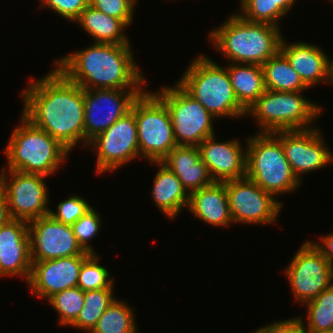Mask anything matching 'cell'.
I'll return each mask as SVG.
<instances>
[{"mask_svg":"<svg viewBox=\"0 0 333 333\" xmlns=\"http://www.w3.org/2000/svg\"><path fill=\"white\" fill-rule=\"evenodd\" d=\"M25 90L22 115L33 125L46 131L69 152L78 141H85L83 88L55 67Z\"/></svg>","mask_w":333,"mask_h":333,"instance_id":"obj_1","label":"cell"},{"mask_svg":"<svg viewBox=\"0 0 333 333\" xmlns=\"http://www.w3.org/2000/svg\"><path fill=\"white\" fill-rule=\"evenodd\" d=\"M130 46L94 43L62 56L55 65L69 81L83 89H142L146 81L134 62Z\"/></svg>","mask_w":333,"mask_h":333,"instance_id":"obj_2","label":"cell"},{"mask_svg":"<svg viewBox=\"0 0 333 333\" xmlns=\"http://www.w3.org/2000/svg\"><path fill=\"white\" fill-rule=\"evenodd\" d=\"M278 28L268 23L249 22L233 14L209 38L232 63L262 66L280 50L282 35Z\"/></svg>","mask_w":333,"mask_h":333,"instance_id":"obj_3","label":"cell"},{"mask_svg":"<svg viewBox=\"0 0 333 333\" xmlns=\"http://www.w3.org/2000/svg\"><path fill=\"white\" fill-rule=\"evenodd\" d=\"M21 123L12 131L5 150L8 165L3 169L52 175L70 152L23 115Z\"/></svg>","mask_w":333,"mask_h":333,"instance_id":"obj_4","label":"cell"},{"mask_svg":"<svg viewBox=\"0 0 333 333\" xmlns=\"http://www.w3.org/2000/svg\"><path fill=\"white\" fill-rule=\"evenodd\" d=\"M178 83L215 118L247 116L235 97L227 68L208 56L193 60Z\"/></svg>","mask_w":333,"mask_h":333,"instance_id":"obj_5","label":"cell"},{"mask_svg":"<svg viewBox=\"0 0 333 333\" xmlns=\"http://www.w3.org/2000/svg\"><path fill=\"white\" fill-rule=\"evenodd\" d=\"M246 177L275 195L295 191L301 181L291 170L282 143L274 133L247 138Z\"/></svg>","mask_w":333,"mask_h":333,"instance_id":"obj_6","label":"cell"},{"mask_svg":"<svg viewBox=\"0 0 333 333\" xmlns=\"http://www.w3.org/2000/svg\"><path fill=\"white\" fill-rule=\"evenodd\" d=\"M301 92L266 89L246 114L256 118L261 133L309 129L321 107L305 99Z\"/></svg>","mask_w":333,"mask_h":333,"instance_id":"obj_7","label":"cell"},{"mask_svg":"<svg viewBox=\"0 0 333 333\" xmlns=\"http://www.w3.org/2000/svg\"><path fill=\"white\" fill-rule=\"evenodd\" d=\"M135 119L140 155L161 162L177 146L166 104L155 93L143 92L135 100Z\"/></svg>","mask_w":333,"mask_h":333,"instance_id":"obj_8","label":"cell"},{"mask_svg":"<svg viewBox=\"0 0 333 333\" xmlns=\"http://www.w3.org/2000/svg\"><path fill=\"white\" fill-rule=\"evenodd\" d=\"M155 94L169 109L177 145L199 146L207 137L215 135L212 124L215 117L179 83L174 88L163 87Z\"/></svg>","mask_w":333,"mask_h":333,"instance_id":"obj_9","label":"cell"},{"mask_svg":"<svg viewBox=\"0 0 333 333\" xmlns=\"http://www.w3.org/2000/svg\"><path fill=\"white\" fill-rule=\"evenodd\" d=\"M7 174V175H6ZM10 175V176H9ZM8 177L10 181L8 180ZM45 175L23 173L3 169L0 175V190L6 196L12 219L30 222L49 215V195Z\"/></svg>","mask_w":333,"mask_h":333,"instance_id":"obj_10","label":"cell"},{"mask_svg":"<svg viewBox=\"0 0 333 333\" xmlns=\"http://www.w3.org/2000/svg\"><path fill=\"white\" fill-rule=\"evenodd\" d=\"M88 145H93L97 152V174L114 171L120 165L139 157L135 101L130 112L96 135Z\"/></svg>","mask_w":333,"mask_h":333,"instance_id":"obj_11","label":"cell"},{"mask_svg":"<svg viewBox=\"0 0 333 333\" xmlns=\"http://www.w3.org/2000/svg\"><path fill=\"white\" fill-rule=\"evenodd\" d=\"M128 90L84 89L85 142L82 144L88 145L96 135L130 112L134 101L145 91Z\"/></svg>","mask_w":333,"mask_h":333,"instance_id":"obj_12","label":"cell"},{"mask_svg":"<svg viewBox=\"0 0 333 333\" xmlns=\"http://www.w3.org/2000/svg\"><path fill=\"white\" fill-rule=\"evenodd\" d=\"M294 298L302 304L314 300L333 284V269L310 241L295 253L286 269Z\"/></svg>","mask_w":333,"mask_h":333,"instance_id":"obj_13","label":"cell"},{"mask_svg":"<svg viewBox=\"0 0 333 333\" xmlns=\"http://www.w3.org/2000/svg\"><path fill=\"white\" fill-rule=\"evenodd\" d=\"M230 213L234 223L276 222L282 203L247 177L226 181Z\"/></svg>","mask_w":333,"mask_h":333,"instance_id":"obj_14","label":"cell"},{"mask_svg":"<svg viewBox=\"0 0 333 333\" xmlns=\"http://www.w3.org/2000/svg\"><path fill=\"white\" fill-rule=\"evenodd\" d=\"M32 261H45L82 255L72 227L54 220L50 215L28 222Z\"/></svg>","mask_w":333,"mask_h":333,"instance_id":"obj_15","label":"cell"},{"mask_svg":"<svg viewBox=\"0 0 333 333\" xmlns=\"http://www.w3.org/2000/svg\"><path fill=\"white\" fill-rule=\"evenodd\" d=\"M319 131V128H309L274 132L280 139L285 157L299 181L301 174L317 171L333 161V153L327 149Z\"/></svg>","mask_w":333,"mask_h":333,"instance_id":"obj_16","label":"cell"},{"mask_svg":"<svg viewBox=\"0 0 333 333\" xmlns=\"http://www.w3.org/2000/svg\"><path fill=\"white\" fill-rule=\"evenodd\" d=\"M89 252L65 258L32 261L28 285L34 295L48 300L55 293L77 287L82 263Z\"/></svg>","mask_w":333,"mask_h":333,"instance_id":"obj_17","label":"cell"},{"mask_svg":"<svg viewBox=\"0 0 333 333\" xmlns=\"http://www.w3.org/2000/svg\"><path fill=\"white\" fill-rule=\"evenodd\" d=\"M31 268L28 222L12 219L0 228V276H22L28 282Z\"/></svg>","mask_w":333,"mask_h":333,"instance_id":"obj_18","label":"cell"},{"mask_svg":"<svg viewBox=\"0 0 333 333\" xmlns=\"http://www.w3.org/2000/svg\"><path fill=\"white\" fill-rule=\"evenodd\" d=\"M215 135L207 137L198 146L201 160L206 164L214 182L246 177L247 152L238 140L215 141Z\"/></svg>","mask_w":333,"mask_h":333,"instance_id":"obj_19","label":"cell"},{"mask_svg":"<svg viewBox=\"0 0 333 333\" xmlns=\"http://www.w3.org/2000/svg\"><path fill=\"white\" fill-rule=\"evenodd\" d=\"M161 162L174 172L189 194L214 183L198 146L177 145Z\"/></svg>","mask_w":333,"mask_h":333,"instance_id":"obj_20","label":"cell"},{"mask_svg":"<svg viewBox=\"0 0 333 333\" xmlns=\"http://www.w3.org/2000/svg\"><path fill=\"white\" fill-rule=\"evenodd\" d=\"M282 37L280 51L286 56L292 68L299 74L309 88L320 82L328 81V57L319 46L296 42L286 45Z\"/></svg>","mask_w":333,"mask_h":333,"instance_id":"obj_21","label":"cell"},{"mask_svg":"<svg viewBox=\"0 0 333 333\" xmlns=\"http://www.w3.org/2000/svg\"><path fill=\"white\" fill-rule=\"evenodd\" d=\"M188 209L197 218L214 227H228L233 224L226 182H214L191 192Z\"/></svg>","mask_w":333,"mask_h":333,"instance_id":"obj_22","label":"cell"},{"mask_svg":"<svg viewBox=\"0 0 333 333\" xmlns=\"http://www.w3.org/2000/svg\"><path fill=\"white\" fill-rule=\"evenodd\" d=\"M160 165L155 175L152 197L157 208L169 218H175L184 206L188 207L189 196L178 177L162 162H152Z\"/></svg>","mask_w":333,"mask_h":333,"instance_id":"obj_23","label":"cell"},{"mask_svg":"<svg viewBox=\"0 0 333 333\" xmlns=\"http://www.w3.org/2000/svg\"><path fill=\"white\" fill-rule=\"evenodd\" d=\"M226 67L239 104L247 111L266 91L261 65L233 63Z\"/></svg>","mask_w":333,"mask_h":333,"instance_id":"obj_24","label":"cell"},{"mask_svg":"<svg viewBox=\"0 0 333 333\" xmlns=\"http://www.w3.org/2000/svg\"><path fill=\"white\" fill-rule=\"evenodd\" d=\"M76 22L94 38V43L130 44L123 33L127 26L120 19L106 15L90 5L81 12Z\"/></svg>","mask_w":333,"mask_h":333,"instance_id":"obj_25","label":"cell"},{"mask_svg":"<svg viewBox=\"0 0 333 333\" xmlns=\"http://www.w3.org/2000/svg\"><path fill=\"white\" fill-rule=\"evenodd\" d=\"M262 70L268 90L299 92L308 89L280 50L262 65Z\"/></svg>","mask_w":333,"mask_h":333,"instance_id":"obj_26","label":"cell"},{"mask_svg":"<svg viewBox=\"0 0 333 333\" xmlns=\"http://www.w3.org/2000/svg\"><path fill=\"white\" fill-rule=\"evenodd\" d=\"M132 310L124 301L115 299L90 333H137Z\"/></svg>","mask_w":333,"mask_h":333,"instance_id":"obj_27","label":"cell"},{"mask_svg":"<svg viewBox=\"0 0 333 333\" xmlns=\"http://www.w3.org/2000/svg\"><path fill=\"white\" fill-rule=\"evenodd\" d=\"M112 294L113 288L84 291V306L71 326L90 332L115 300Z\"/></svg>","mask_w":333,"mask_h":333,"instance_id":"obj_28","label":"cell"},{"mask_svg":"<svg viewBox=\"0 0 333 333\" xmlns=\"http://www.w3.org/2000/svg\"><path fill=\"white\" fill-rule=\"evenodd\" d=\"M307 307V331L333 330V284L324 289Z\"/></svg>","mask_w":333,"mask_h":333,"instance_id":"obj_29","label":"cell"},{"mask_svg":"<svg viewBox=\"0 0 333 333\" xmlns=\"http://www.w3.org/2000/svg\"><path fill=\"white\" fill-rule=\"evenodd\" d=\"M59 314V325L71 326L84 306V291L73 287L55 293L47 300Z\"/></svg>","mask_w":333,"mask_h":333,"instance_id":"obj_30","label":"cell"},{"mask_svg":"<svg viewBox=\"0 0 333 333\" xmlns=\"http://www.w3.org/2000/svg\"><path fill=\"white\" fill-rule=\"evenodd\" d=\"M99 260L95 253L82 263L77 284L82 291L113 288V278L107 268L99 265Z\"/></svg>","mask_w":333,"mask_h":333,"instance_id":"obj_31","label":"cell"},{"mask_svg":"<svg viewBox=\"0 0 333 333\" xmlns=\"http://www.w3.org/2000/svg\"><path fill=\"white\" fill-rule=\"evenodd\" d=\"M240 3L243 12L239 15L249 22L268 23L278 27L279 19L285 16L279 7H273V0H241Z\"/></svg>","mask_w":333,"mask_h":333,"instance_id":"obj_32","label":"cell"},{"mask_svg":"<svg viewBox=\"0 0 333 333\" xmlns=\"http://www.w3.org/2000/svg\"><path fill=\"white\" fill-rule=\"evenodd\" d=\"M100 225V215L92 207L71 225L78 244L90 254H95V252L88 242L97 235L101 228Z\"/></svg>","mask_w":333,"mask_h":333,"instance_id":"obj_33","label":"cell"},{"mask_svg":"<svg viewBox=\"0 0 333 333\" xmlns=\"http://www.w3.org/2000/svg\"><path fill=\"white\" fill-rule=\"evenodd\" d=\"M90 208V204L85 199L73 195L58 204L56 213L50 209L49 215L54 220L71 226Z\"/></svg>","mask_w":333,"mask_h":333,"instance_id":"obj_34","label":"cell"},{"mask_svg":"<svg viewBox=\"0 0 333 333\" xmlns=\"http://www.w3.org/2000/svg\"><path fill=\"white\" fill-rule=\"evenodd\" d=\"M137 0H89V5L106 15L120 19L127 27L133 21Z\"/></svg>","mask_w":333,"mask_h":333,"instance_id":"obj_35","label":"cell"},{"mask_svg":"<svg viewBox=\"0 0 333 333\" xmlns=\"http://www.w3.org/2000/svg\"><path fill=\"white\" fill-rule=\"evenodd\" d=\"M41 5L54 10L69 21H76L89 6V0H40Z\"/></svg>","mask_w":333,"mask_h":333,"instance_id":"obj_36","label":"cell"},{"mask_svg":"<svg viewBox=\"0 0 333 333\" xmlns=\"http://www.w3.org/2000/svg\"><path fill=\"white\" fill-rule=\"evenodd\" d=\"M303 319L293 318L283 321H276L267 326H263L253 333H307L306 327L303 325Z\"/></svg>","mask_w":333,"mask_h":333,"instance_id":"obj_37","label":"cell"},{"mask_svg":"<svg viewBox=\"0 0 333 333\" xmlns=\"http://www.w3.org/2000/svg\"><path fill=\"white\" fill-rule=\"evenodd\" d=\"M322 244L310 241L313 246L325 257L333 269V234L320 237Z\"/></svg>","mask_w":333,"mask_h":333,"instance_id":"obj_38","label":"cell"},{"mask_svg":"<svg viewBox=\"0 0 333 333\" xmlns=\"http://www.w3.org/2000/svg\"><path fill=\"white\" fill-rule=\"evenodd\" d=\"M12 220L8 202L4 193L0 190V228Z\"/></svg>","mask_w":333,"mask_h":333,"instance_id":"obj_39","label":"cell"},{"mask_svg":"<svg viewBox=\"0 0 333 333\" xmlns=\"http://www.w3.org/2000/svg\"><path fill=\"white\" fill-rule=\"evenodd\" d=\"M295 2L296 0H273V7H279L284 14H287Z\"/></svg>","mask_w":333,"mask_h":333,"instance_id":"obj_40","label":"cell"},{"mask_svg":"<svg viewBox=\"0 0 333 333\" xmlns=\"http://www.w3.org/2000/svg\"><path fill=\"white\" fill-rule=\"evenodd\" d=\"M327 83H333V59L332 61H330V59H328V81Z\"/></svg>","mask_w":333,"mask_h":333,"instance_id":"obj_41","label":"cell"},{"mask_svg":"<svg viewBox=\"0 0 333 333\" xmlns=\"http://www.w3.org/2000/svg\"><path fill=\"white\" fill-rule=\"evenodd\" d=\"M307 333H333V330H329V331H308Z\"/></svg>","mask_w":333,"mask_h":333,"instance_id":"obj_42","label":"cell"}]
</instances>
